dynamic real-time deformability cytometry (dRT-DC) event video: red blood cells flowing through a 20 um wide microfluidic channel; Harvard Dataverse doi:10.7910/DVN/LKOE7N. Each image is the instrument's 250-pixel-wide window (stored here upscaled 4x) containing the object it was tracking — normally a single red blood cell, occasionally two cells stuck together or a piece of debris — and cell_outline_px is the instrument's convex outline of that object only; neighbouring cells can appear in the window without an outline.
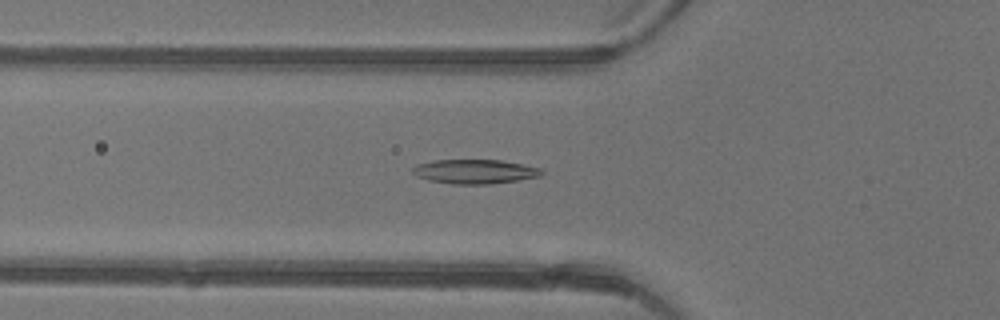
{"species": "common noctule bat (a hibernating species)", "species_latin": "Nyctalus noctula", "temperature_condition": "warm", "stored_images_in_passage": 36, "camera_frame_rate_fps": 3000, "um_per_image_px": 0.085, "animal": {"sex": "female"}, "frame": {"image": 1, "passage_image": 7, "time_ms": 2.0, "image_size_px": [1000, 320], "cell_outline_px": [[544, 172], [540, 176], [516, 180], [488, 184], [452, 184], [428, 180], [416, 176], [412, 172], [412, 168], [420, 164], [432, 160], [500, 160], [540, 168]], "centroid_in_image_um": [40.32, 14.58], "position_along_channel_um": 85.5, "area_um2": 18.03}}
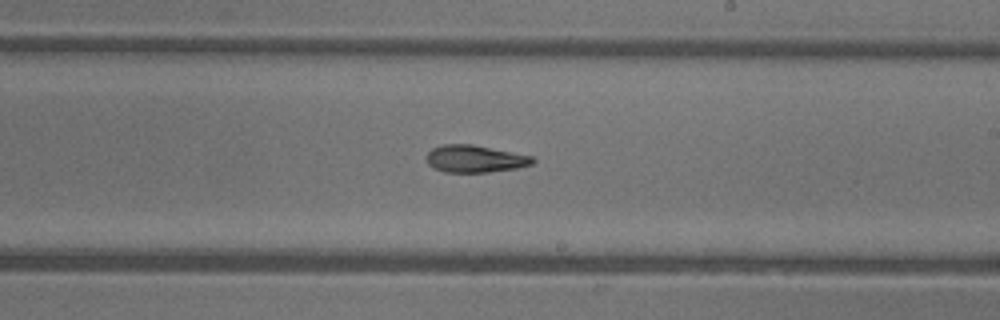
{"frame": {"image": 2, "passage_image": 18, "time_ms": 5.667, "image_size_px": [1000, 320], "cell_outline_px": [[536, 160], [532, 164], [516, 168], [488, 172], [444, 172], [428, 164], [428, 152], [432, 148], [444, 144], [472, 144], [532, 156]], "centroid_in_image_um": [40.39, 13.49], "position_along_channel_um": 248.6, "area_um2": 16.65}}
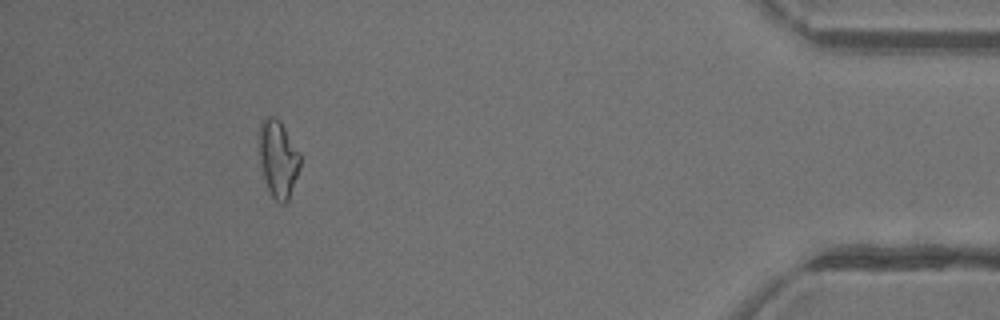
{"frame": {"image": 3, "passage_image": 33, "time_ms": 10.667, "image_size_px": [1000, 320], "cell_outline_px": [[300, 168], [288, 200], [284, 204], [280, 204], [272, 196], [264, 180], [260, 164], [260, 124], [268, 116], [276, 116], [280, 120], [300, 152]], "centroid_in_image_um": [23.66, 13.5], "position_along_channel_um": 411.5, "area_um2": 18.38}, "authors_computed_cell_mechanics": {"area_um2": 17.2822, "velocity_mm_per_s": 4.4317, "shape_relaxation_time_tau1_ms": 5.1567, "shape_relaxation_time_tau2_ms": 9.6403, "deformation_change_tau1": 0.1568, "deformation_change_tau2": 0.2262}}